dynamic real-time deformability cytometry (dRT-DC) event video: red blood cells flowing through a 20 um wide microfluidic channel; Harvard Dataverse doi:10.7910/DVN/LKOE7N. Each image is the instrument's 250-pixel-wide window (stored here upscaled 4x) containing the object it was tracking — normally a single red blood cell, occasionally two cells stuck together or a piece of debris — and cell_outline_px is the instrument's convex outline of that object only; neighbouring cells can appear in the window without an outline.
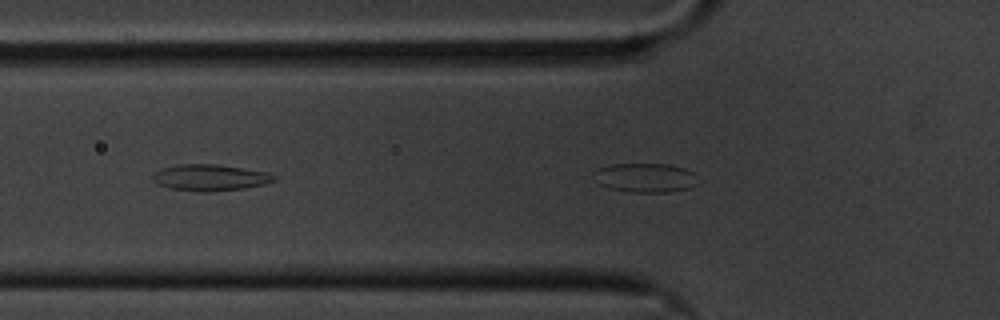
{"species": "common noctule bat (a hibernating species)", "species_latin": "Nyctalus noctula", "temperature_condition": "cold", "stored_images_in_passage": 29, "segment_of_instrument_passage": [1, 2], "camera_frame_rate_fps": 3000, "um_per_image_px": 0.085, "animal": {"sex": "male", "body_mass_g": 20.1, "forearm_length_mm": 53.5}, "frame": {"image": 1, "passage_image": 7, "time_ms": 2.0, "image_size_px": [1000, 320], "cell_outline_px": [[692, 184], [688, 188], [668, 192], [628, 192], [608, 188], [600, 184], [592, 172], [600, 168], [612, 164], [668, 164], [684, 168], [692, 172]], "centroid_in_image_um": [54.75, 15.1], "position_along_channel_um": 71.0, "area_um2": 17.22}}
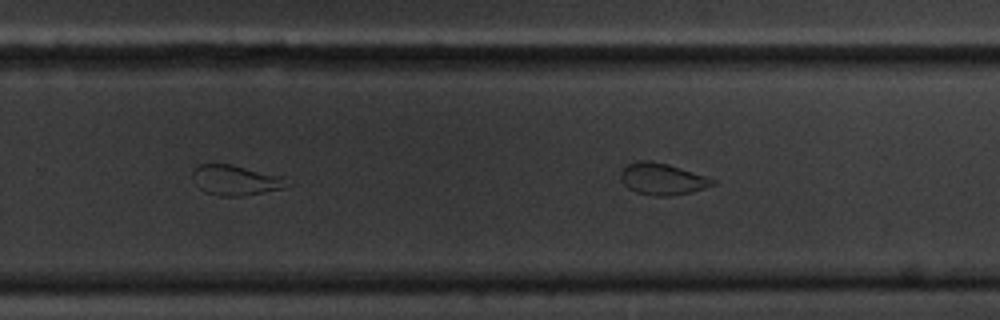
{"frame": {"image": 2, "passage_image": 25, "time_ms": 8.0, "image_size_px": [1000, 320], "cell_outline_px": [[296, 184], [284, 188], [244, 196], [220, 196], [204, 192], [196, 184], [192, 176], [192, 168], [200, 164], [232, 164], [284, 176]], "centroid_in_image_um": [20.1, 15.31], "position_along_channel_um": 309.7, "area_um2": 17.11}}
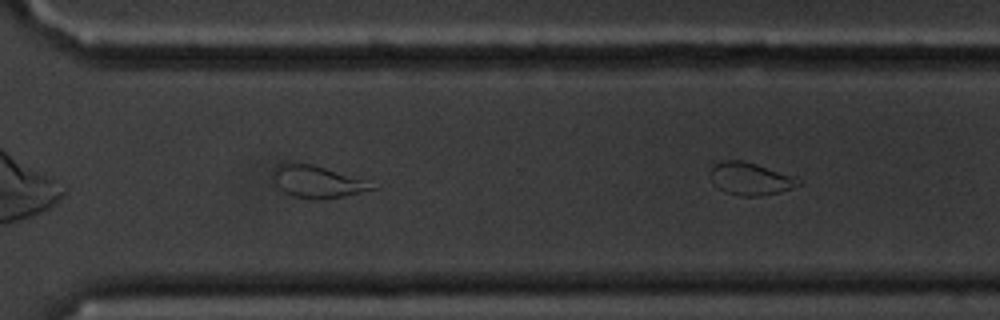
{"frame": {"image": 3, "passage_image": 28, "time_ms": 9.0, "image_size_px": [1000, 320], "cell_outline_px": [[380, 188], [344, 196], [324, 200], [312, 200], [292, 196], [284, 192], [276, 184], [272, 176], [272, 172], [276, 164], [312, 164], [368, 180]], "centroid_in_image_um": [27.01, 15.47], "position_along_channel_um": 343.6, "area_um2": 18.73}}